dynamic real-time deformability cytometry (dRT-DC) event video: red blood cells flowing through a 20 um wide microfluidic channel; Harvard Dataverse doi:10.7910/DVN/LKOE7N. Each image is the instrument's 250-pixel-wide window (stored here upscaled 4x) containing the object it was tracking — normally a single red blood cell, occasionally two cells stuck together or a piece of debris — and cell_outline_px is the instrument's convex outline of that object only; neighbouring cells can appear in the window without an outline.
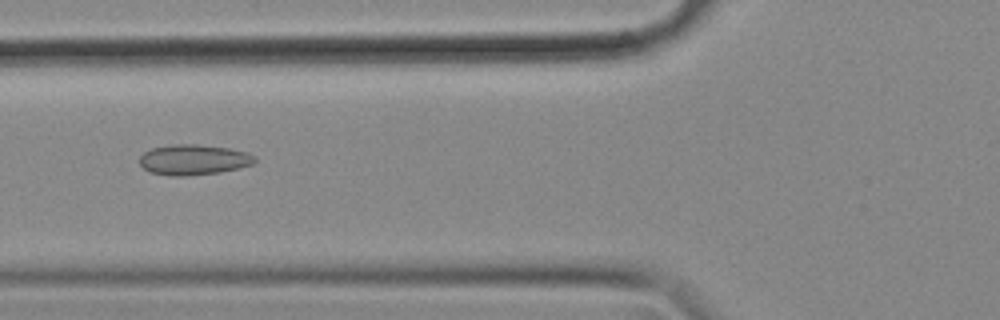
{"species": "common noctule bat (a hibernating species)", "species_latin": "Nyctalus noctula", "temperature_condition": "cold", "stored_images_in_passage": 57, "camera_frame_rate_fps": 3000, "um_per_image_px": 0.085, "animal": {"sex": "female", "body_mass_g": 18.4}, "frame": {"image": 1, "passage_image": 21, "time_ms": 6.667, "image_size_px": [1000, 320], "cell_outline_px": [[256, 160], [252, 164], [220, 172], [184, 176], [172, 176], [152, 172], [144, 168], [140, 164], [140, 156], [144, 152], [152, 148], [172, 144], [196, 144], [228, 148], [248, 152]], "centroid_in_image_um": [16.43, 13.57], "position_along_channel_um": 109.4, "area_um2": 20.17}}
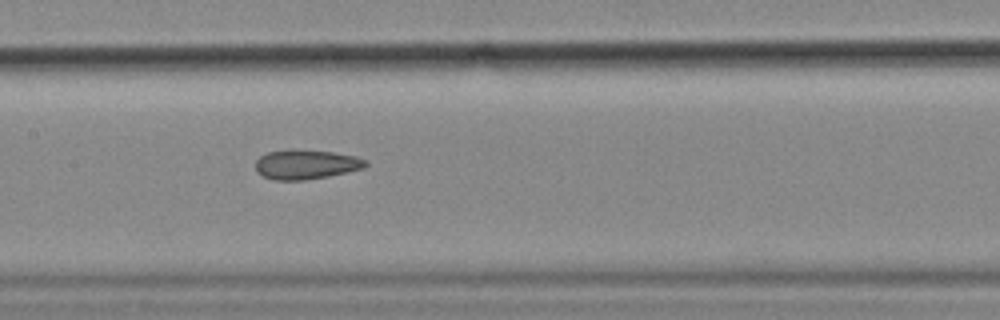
{"frame": {"image": 2, "passage_image": 27, "time_ms": 8.667, "image_size_px": [1000, 320], "cell_outline_px": [[368, 164], [364, 168], [328, 176], [304, 180], [276, 180], [264, 176], [256, 168], [256, 160], [260, 156], [268, 152], [292, 148], [332, 152], [356, 156], [368, 160]], "centroid_in_image_um": [26.04, 13.95], "position_along_channel_um": 181.4, "area_um2": 18.96}}
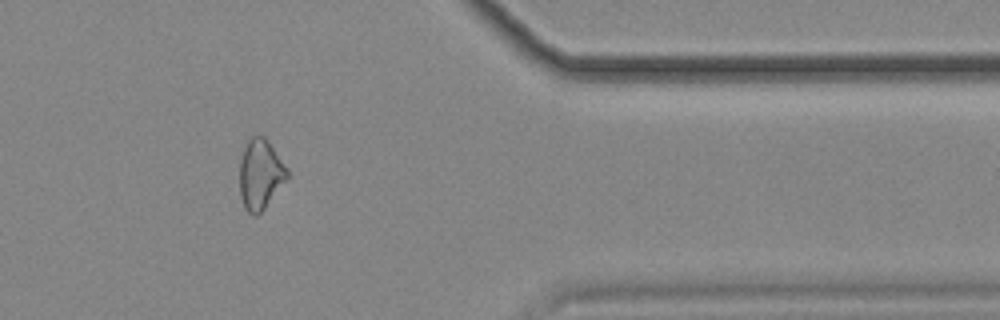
{"frame": {"image": 3, "passage_image": 46, "time_ms": 15.0, "image_size_px": [1000, 320], "cell_outline_px": [[288, 176], [264, 208], [256, 216], [248, 212], [244, 208], [240, 196], [240, 160], [244, 148], [248, 140], [252, 136], [264, 136], [268, 140], [288, 168]], "centroid_in_image_um": [22.12, 14.8], "position_along_channel_um": 389.3, "area_um2": 19.19}, "authors_computed_cell_mechanics": {"area_um2": 19.8254, "velocity_mm_per_s": 3.5915, "shape_relaxation_time_tau1_ms": null, "shape_relaxation_time_tau2_ms": 3.2169, "deformation_change_tau1": null, "deformation_change_tau2": 0.1034}}